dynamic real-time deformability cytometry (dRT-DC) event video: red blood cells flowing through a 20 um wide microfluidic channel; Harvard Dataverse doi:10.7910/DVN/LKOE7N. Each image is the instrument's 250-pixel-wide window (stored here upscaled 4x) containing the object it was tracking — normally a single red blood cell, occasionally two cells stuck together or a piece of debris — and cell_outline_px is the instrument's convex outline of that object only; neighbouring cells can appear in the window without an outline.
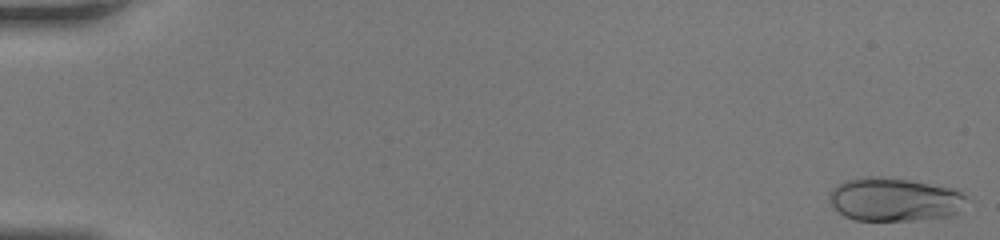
{"species": "human", "species_latin": "Homo sapiens", "temperature_condition": "room temperature", "stored_images_in_passage": 10, "camera_frame_rate_fps": 3000, "um_per_image_px": 0.085, "donor": {"sex": "female"}, "frame": {"image": 1, "passage_image": 1, "time_ms": 0.0, "image_size_px": [1000, 240], "cell_outline_px": [[964, 200], [956, 216], [916, 220], [856, 220], [844, 216], [828, 200], [828, 196], [832, 188], [844, 180], [868, 176], [880, 176], [908, 180], [952, 188], [960, 192], [964, 196]], "centroid_in_image_um": [75.99, 16.96], "position_along_channel_um": 9.0, "area_um2": 34.62}}